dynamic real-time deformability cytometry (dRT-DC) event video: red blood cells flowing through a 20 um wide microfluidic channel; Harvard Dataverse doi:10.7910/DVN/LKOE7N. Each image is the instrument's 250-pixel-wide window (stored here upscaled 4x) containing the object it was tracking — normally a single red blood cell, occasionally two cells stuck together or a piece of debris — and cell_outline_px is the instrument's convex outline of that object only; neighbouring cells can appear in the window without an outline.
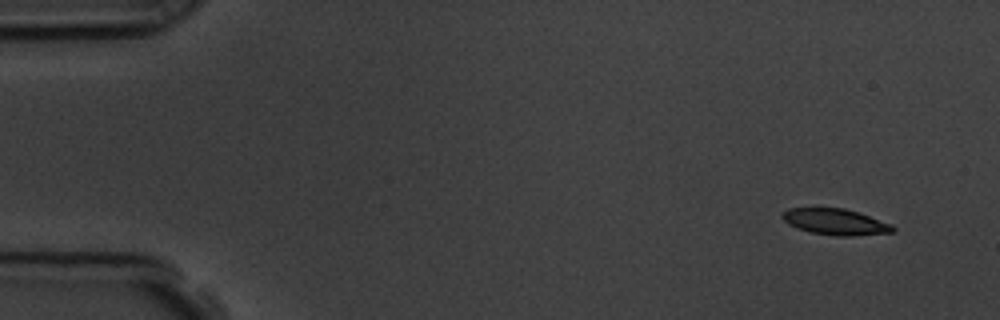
{"species": "common noctule bat (a hibernating species)", "species_latin": "Nyctalus noctula", "temperature_condition": "room temperature", "stored_images_in_passage": 54, "camera_frame_rate_fps": 3000, "um_per_image_px": 0.085, "animal": {"sex": "male", "body_mass_g": 19.5, "forearm_length_mm": 54.6}, "frame": {"image": 1, "passage_image": 1, "time_ms": 0.0, "image_size_px": [1000, 320], "cell_outline_px": [[896, 232], [852, 236], [836, 236], [808, 232], [796, 228], [788, 224], [780, 216], [788, 208], [844, 208], [892, 224], [896, 228]], "centroid_in_image_um": [71.0, 18.87], "position_along_channel_um": 14.0, "area_um2": 16.88}}
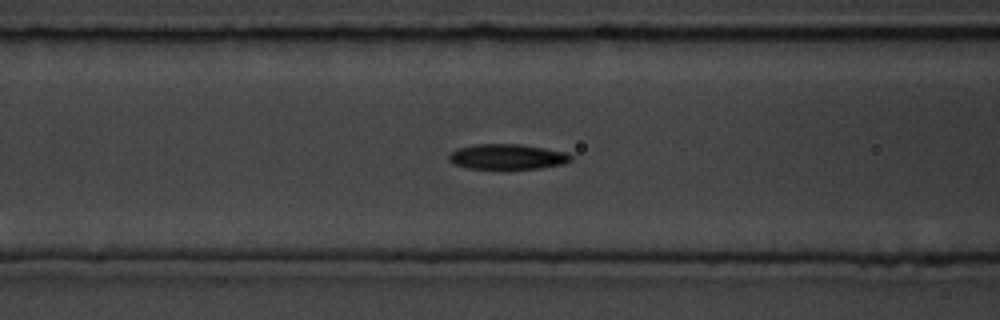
{"frame": {"image": 2, "passage_image": 20, "time_ms": 6.333, "image_size_px": [1000, 320], "cell_outline_px": [[572, 160], [564, 164], [540, 168], [500, 172], [464, 168], [452, 164], [448, 160], [448, 156], [456, 148], [476, 144], [520, 144], [544, 148], [564, 152], [572, 156]], "centroid_in_image_um": [43.05, 13.38], "position_along_channel_um": 123.5, "area_um2": 19.02}}
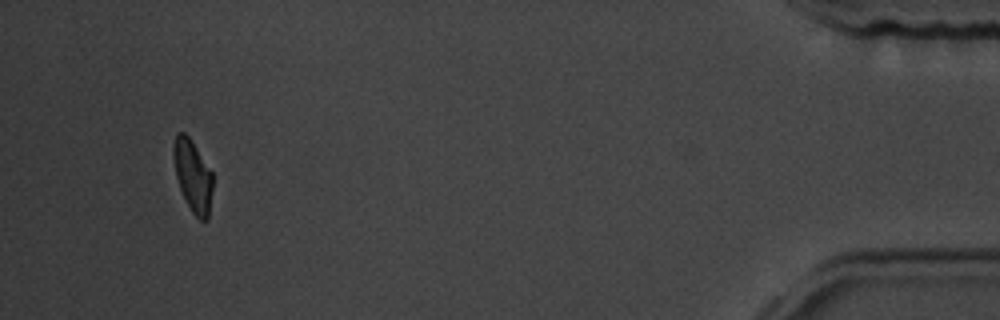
{"frame": {"image": 3, "passage_image": 51, "time_ms": 16.667, "image_size_px": [1000, 320], "cell_outline_px": [[212, 188], [208, 220], [200, 220], [192, 212], [180, 188], [176, 176], [172, 152], [172, 148], [176, 132], [184, 132], [188, 136], [212, 172]], "centroid_in_image_um": [16.37, 14.93], "position_along_channel_um": 418.8, "area_um2": 16.18}, "authors_computed_cell_mechanics": {"area_um2": 18.1203, "velocity_mm_per_s": 3.5757, "shape_relaxation_time_tau1_ms": 3.6391, "shape_relaxation_time_tau2_ms": 3.3854, "deformation_change_tau1": 0.1477, "deformation_change_tau2": 0.0892}}